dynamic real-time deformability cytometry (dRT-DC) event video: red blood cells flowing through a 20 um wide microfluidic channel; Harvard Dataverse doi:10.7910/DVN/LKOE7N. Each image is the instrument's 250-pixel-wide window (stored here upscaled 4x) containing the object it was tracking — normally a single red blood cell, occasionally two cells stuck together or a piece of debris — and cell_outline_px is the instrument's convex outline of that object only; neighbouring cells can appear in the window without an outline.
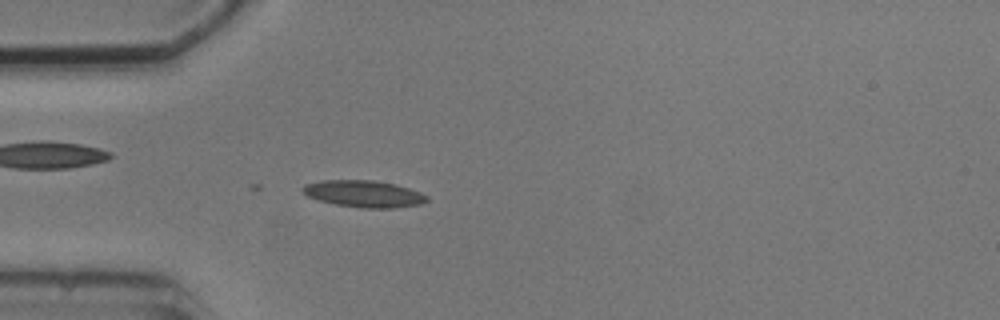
{"species": "common noctule bat (a hibernating species)", "species_latin": "Nyctalus noctula", "temperature_condition": "cold", "stored_images_in_passage": 3, "camera_frame_rate_fps": 3000, "um_per_image_px": 0.085, "animal": {"sex": "male", "body_mass_g": 20.5, "forearm_length_mm": 52.5}, "frame": {"image": 1, "passage_image": 3, "time_ms": 3.333, "image_size_px": [1000, 320], "cell_outline_px": [[428, 200], [420, 204], [392, 208], [364, 208], [336, 204], [320, 200], [308, 196], [300, 188], [304, 184], [320, 180], [372, 180], [396, 184], [420, 192], [428, 196]], "centroid_in_image_um": [30.92, 16.46], "position_along_channel_um": 54.1, "area_um2": 19.31}}